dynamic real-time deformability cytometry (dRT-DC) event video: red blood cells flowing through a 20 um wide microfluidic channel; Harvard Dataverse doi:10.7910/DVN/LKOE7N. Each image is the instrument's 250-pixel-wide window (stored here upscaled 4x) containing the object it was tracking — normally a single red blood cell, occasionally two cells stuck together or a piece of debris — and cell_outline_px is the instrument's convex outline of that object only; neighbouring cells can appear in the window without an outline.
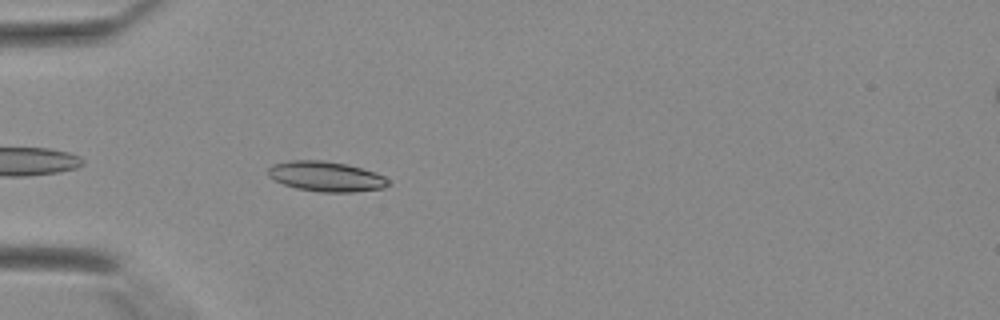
{"species": "Egyptian fruit bat (a non-hibernating species)", "species_latin": "Rousettus aegyptiacus", "temperature_condition": "warm", "stored_images_in_passage": 7, "camera_frame_rate_fps": 3000, "um_per_image_px": 0.085, "animal": {"sex": "female"}, "frame": {"image": 1, "passage_image": 2, "time_ms": 0.333, "image_size_px": [1000, 320], "cell_outline_px": [[392, 184], [384, 188], [352, 192], [320, 192], [296, 188], [284, 184], [268, 176], [268, 168], [272, 164], [288, 160], [324, 160], [344, 164], [360, 168], [384, 176]], "centroid_in_image_um": [27.7, 15.0], "position_along_channel_um": 57.3, "area_um2": 20.98}}